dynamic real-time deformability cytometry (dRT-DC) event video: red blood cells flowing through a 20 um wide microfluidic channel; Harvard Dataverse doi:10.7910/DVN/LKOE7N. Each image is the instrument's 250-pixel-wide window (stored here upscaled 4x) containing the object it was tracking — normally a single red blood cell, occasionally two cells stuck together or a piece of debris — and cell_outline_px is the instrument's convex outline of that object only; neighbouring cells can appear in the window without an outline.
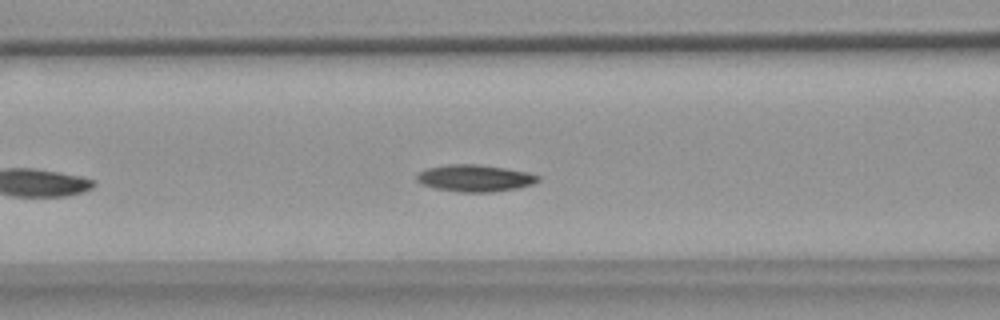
{"species": "common noctule bat (a hibernating species)", "species_latin": "Nyctalus noctula", "temperature_condition": "warm", "stored_images_in_passage": 39, "camera_frame_rate_fps": 3000, "um_per_image_px": 0.085, "animal": {"sex": "female", "body_mass_g": 18.4}, "frame": {"image": 1, "passage_image": 11, "time_ms": 3.333, "image_size_px": [1000, 320], "cell_outline_px": [[540, 180], [532, 184], [516, 188], [492, 192], [460, 192], [436, 188], [420, 184], [416, 180], [416, 176], [420, 172], [428, 168], [448, 164], [476, 164], [504, 168], [528, 172], [540, 176]], "centroid_in_image_um": [40.36, 15.14], "position_along_channel_um": 126.2, "area_um2": 18.9}}
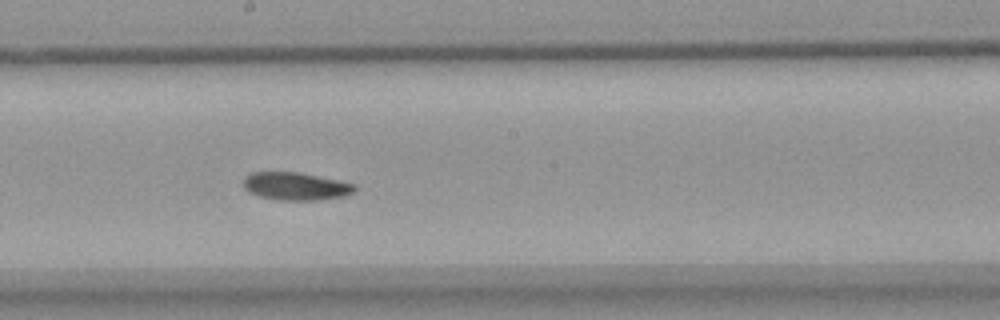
{"frame": {"image": 2, "passage_image": 19, "time_ms": 6.0, "image_size_px": [1000, 320], "cell_outline_px": [[356, 188], [352, 192], [344, 196], [316, 200], [276, 200], [260, 196], [248, 192], [244, 188], [244, 176], [252, 172], [296, 172], [356, 184]], "centroid_in_image_um": [25.09, 15.83], "position_along_channel_um": 223.1, "area_um2": 17.86}}
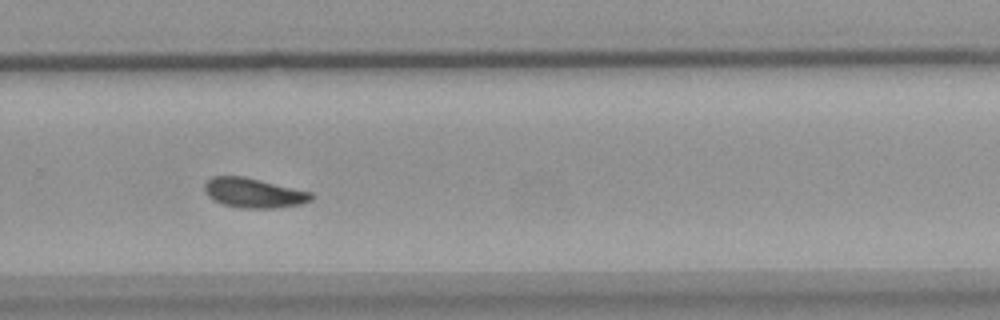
{"frame": {"image": 3, "passage_image": 26, "time_ms": 8.333, "image_size_px": [1000, 320], "cell_outline_px": [[312, 200], [300, 204], [272, 208], [240, 208], [224, 204], [208, 196], [204, 188], [204, 184], [212, 176], [244, 176], [312, 192]], "centroid_in_image_um": [21.56, 16.39], "position_along_channel_um": 308.2, "area_um2": 18.26}, "authors_computed_cell_mechanics": {"area_um2": 18.8428, "velocity_mm_per_s": 3.6438, "shape_relaxation_time_tau1_ms": 10.1435, "shape_relaxation_time_tau2_ms": null, "deformation_change_tau1": 0.2027, "deformation_change_tau2": null}}